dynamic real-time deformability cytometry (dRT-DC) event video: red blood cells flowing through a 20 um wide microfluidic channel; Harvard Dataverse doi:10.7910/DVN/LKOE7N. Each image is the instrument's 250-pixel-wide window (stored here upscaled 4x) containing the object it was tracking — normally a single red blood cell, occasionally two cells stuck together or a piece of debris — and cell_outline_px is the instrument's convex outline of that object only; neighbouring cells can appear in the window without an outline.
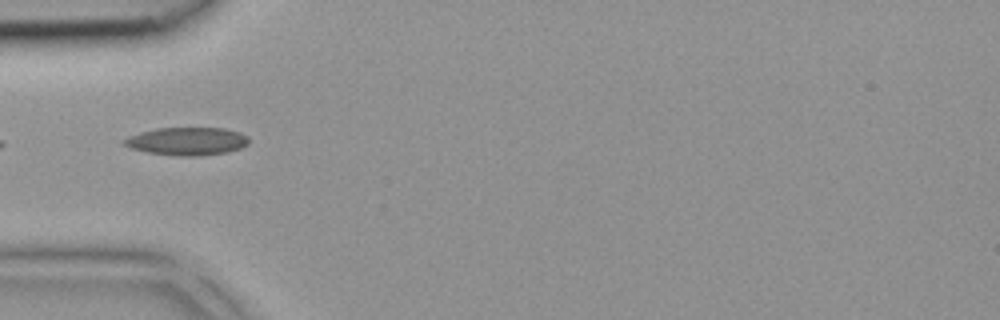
{"species": "common noctule bat (a hibernating species)", "species_latin": "Nyctalus noctula", "temperature_condition": "room temperature", "stored_images_in_passage": 30, "camera_frame_rate_fps": 3000, "um_per_image_px": 0.085, "animal": {"sex": "female", "body_mass_g": 18.4}, "frame": {"image": 1, "passage_image": 1, "time_ms": 0.0, "image_size_px": [1000, 320], "cell_outline_px": [[248, 144], [240, 148], [224, 152], [196, 156], [180, 156], [148, 152], [132, 148], [124, 144], [124, 140], [128, 136], [140, 132], [156, 128], [224, 128], [240, 132], [248, 136]], "centroid_in_image_um": [15.91, 11.99], "position_along_channel_um": 69.1, "area_um2": 20.06}}
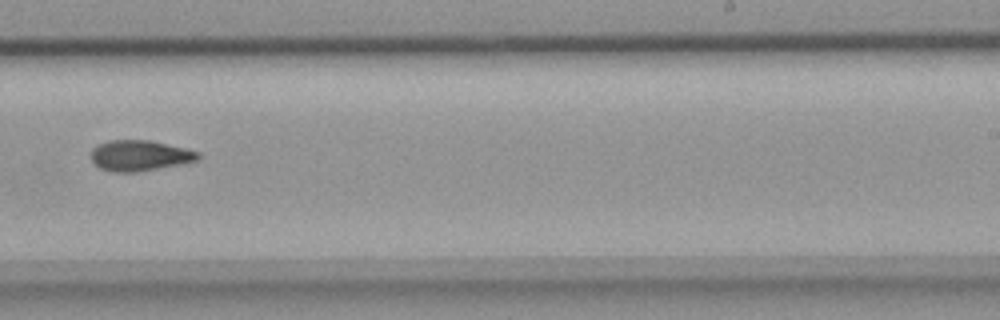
{"frame": {"image": 2, "passage_image": 14, "time_ms": 4.333, "image_size_px": [1000, 320], "cell_outline_px": [[200, 156], [196, 160], [156, 168], [132, 172], [112, 172], [100, 168], [92, 160], [92, 148], [108, 140], [148, 140], [184, 148], [200, 152]], "centroid_in_image_um": [11.83, 13.21], "position_along_channel_um": 277.2, "area_um2": 18.61}}
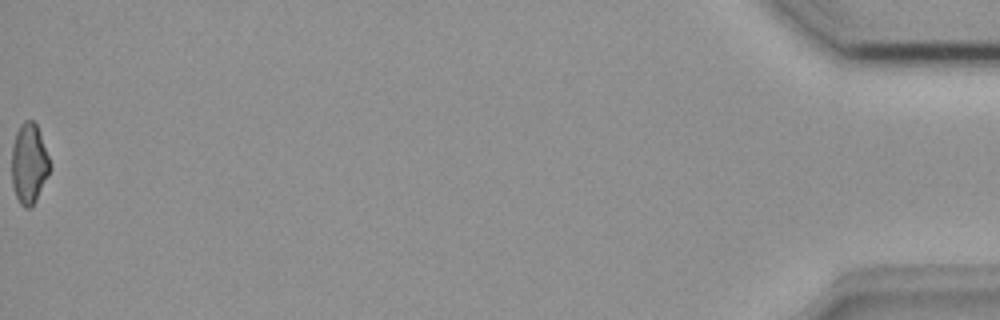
{"frame": {"image": 3, "passage_image": 30, "time_ms": 9.667, "image_size_px": [1000, 320], "cell_outline_px": [[48, 172], [36, 200], [28, 208], [24, 208], [20, 204], [16, 196], [12, 184], [12, 148], [16, 132], [20, 124], [24, 120], [32, 120], [36, 124], [48, 156]], "centroid_in_image_um": [2.43, 13.89], "position_along_channel_um": 432.8, "area_um2": 17.28}}